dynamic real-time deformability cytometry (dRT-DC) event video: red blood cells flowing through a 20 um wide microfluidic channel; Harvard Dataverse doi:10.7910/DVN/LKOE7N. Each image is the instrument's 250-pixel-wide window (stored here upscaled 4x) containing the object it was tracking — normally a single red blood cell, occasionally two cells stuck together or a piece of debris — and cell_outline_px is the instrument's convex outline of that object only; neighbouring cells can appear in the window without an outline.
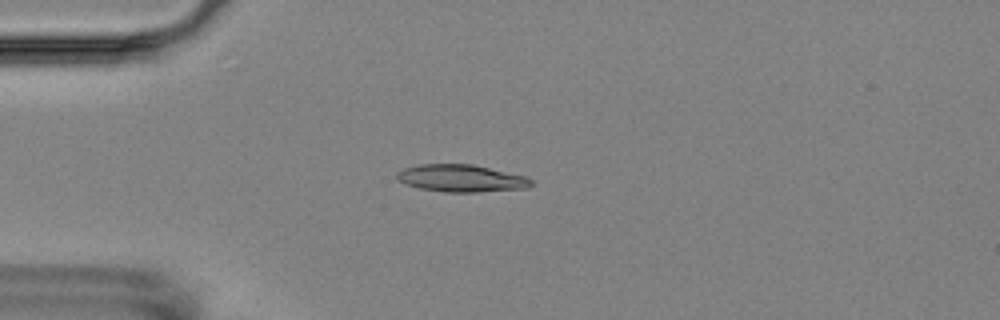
{"species": "Egyptian fruit bat (a non-hibernating species)", "species_latin": "Rousettus aegyptiacus", "temperature_condition": "room temperature", "stored_images_in_passage": 15, "camera_frame_rate_fps": 3000, "um_per_image_px": 0.085, "animal": {"sex": "female"}, "frame": {"image": 1, "passage_image": 4, "time_ms": 3.333, "image_size_px": [1000, 320], "cell_outline_px": [[532, 184], [528, 188], [480, 192], [444, 192], [420, 188], [408, 184], [400, 180], [396, 176], [396, 172], [404, 168], [416, 164], [472, 164], [524, 176], [532, 180]], "centroid_in_image_um": [39.2, 15.15], "position_along_channel_um": 45.8, "area_um2": 21.21}}
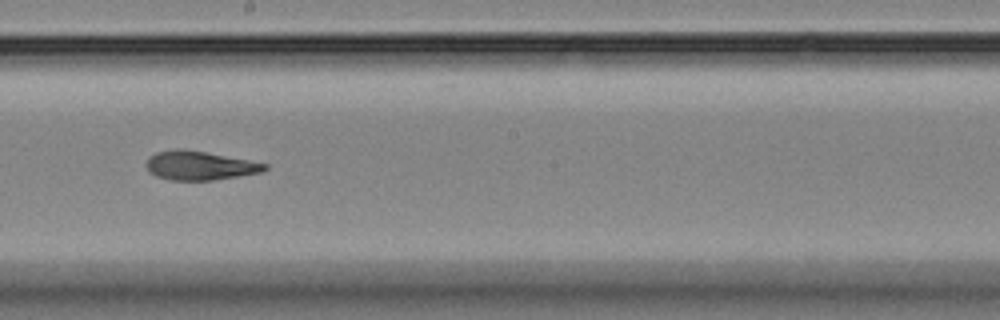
{"frame": {"image": 2, "passage_image": 9, "time_ms": 9.0, "image_size_px": [1000, 320], "cell_outline_px": [[268, 168], [264, 172], [212, 180], [172, 180], [156, 176], [148, 172], [144, 164], [148, 156], [156, 152], [176, 148], [184, 148], [248, 160], [268, 164]], "centroid_in_image_um": [16.92, 14.06], "position_along_channel_um": 231.3, "area_um2": 20.17}}
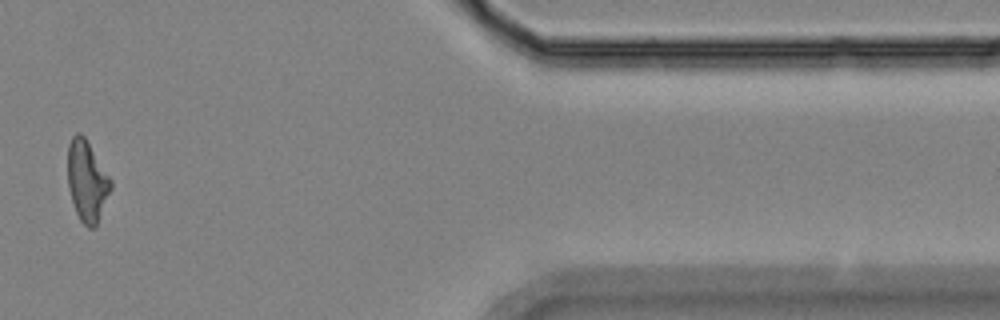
{"frame": {"image": 3, "passage_image": 14, "time_ms": 15.0, "image_size_px": [1000, 320], "cell_outline_px": [[112, 188], [96, 224], [92, 228], [88, 228], [80, 220], [76, 212], [68, 188], [68, 144], [72, 136], [76, 132], [80, 132], [84, 136], [112, 180]], "centroid_in_image_um": [7.39, 15.36], "position_along_channel_um": 404.0, "area_um2": 20.11}, "authors_computed_cell_mechanics": {"area_um2": 20.23, "velocity_mm_per_s": 3.5871, "shape_relaxation_time_tau1_ms": null, "shape_relaxation_time_tau2_ms": 4.671, "deformation_change_tau1": null, "deformation_change_tau2": 0.1373}}